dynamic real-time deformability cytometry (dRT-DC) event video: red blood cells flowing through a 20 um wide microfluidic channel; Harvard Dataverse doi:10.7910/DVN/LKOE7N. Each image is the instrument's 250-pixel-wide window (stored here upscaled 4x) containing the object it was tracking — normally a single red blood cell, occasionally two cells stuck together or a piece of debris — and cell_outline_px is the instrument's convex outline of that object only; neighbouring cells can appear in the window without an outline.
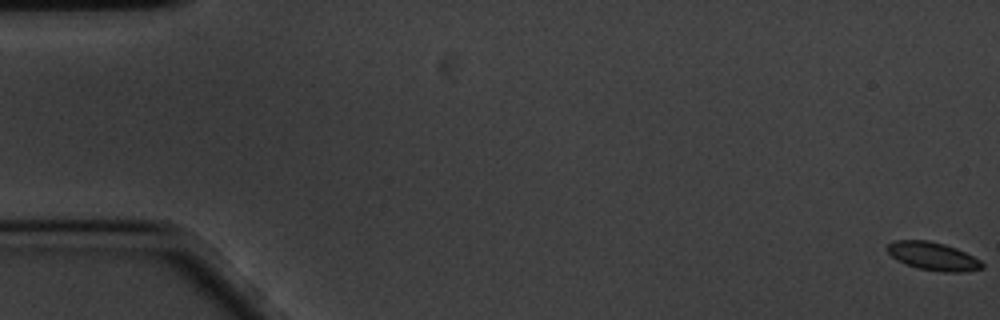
{"species": "common noctule bat (a hibernating species)", "species_latin": "Nyctalus noctula", "temperature_condition": "cold", "stored_images_in_passage": 62, "camera_frame_rate_fps": 3000, "um_per_image_px": 0.085, "animal": {"sex": "male", "body_mass_g": 20.1, "forearm_length_mm": 53.5}, "frame": {"image": 1, "passage_image": 1, "time_ms": 0.0, "image_size_px": [1000, 320], "cell_outline_px": [[984, 268], [964, 272], [944, 272], [916, 268], [904, 264], [896, 260], [884, 248], [888, 244], [896, 240], [928, 240], [944, 244], [956, 248], [980, 260], [984, 264]], "centroid_in_image_um": [79.28, 21.78], "position_along_channel_um": 5.7, "area_um2": 15.66}}
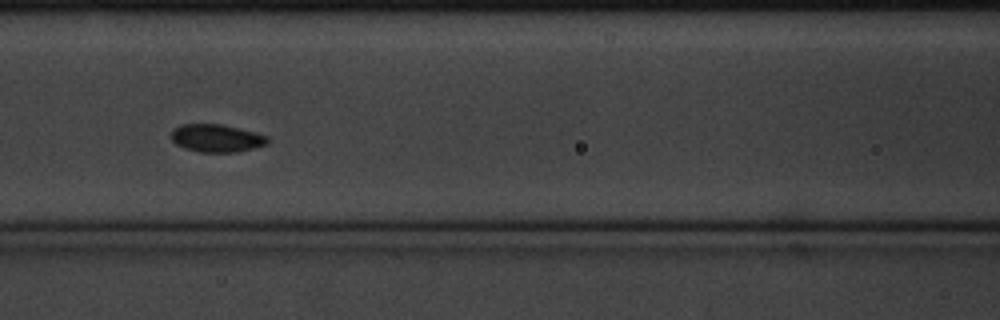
{"frame": {"image": 2, "passage_image": 27, "time_ms": 8.667, "image_size_px": [1000, 320], "cell_outline_px": [[268, 144], [236, 152], [200, 152], [184, 148], [176, 144], [172, 140], [172, 128], [180, 124], [220, 124], [256, 132], [268, 136]], "centroid_in_image_um": [18.39, 11.74], "position_along_channel_um": 148.2, "area_um2": 15.61}}
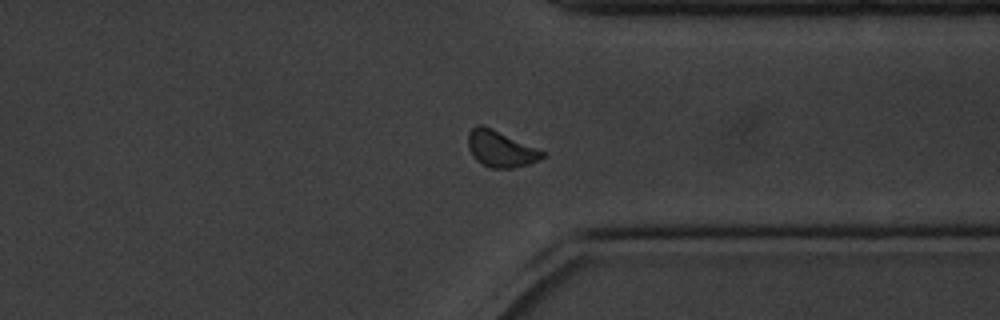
{"frame": {"image": 3, "passage_image": 47, "time_ms": 15.333, "image_size_px": [1000, 320], "cell_outline_px": [[544, 156], [540, 160], [528, 164], [512, 168], [488, 168], [480, 164], [472, 156], [468, 148], [468, 132], [476, 124], [484, 124], [544, 152]], "centroid_in_image_um": [42.49, 12.65], "position_along_channel_um": 368.9, "area_um2": 15.78}}